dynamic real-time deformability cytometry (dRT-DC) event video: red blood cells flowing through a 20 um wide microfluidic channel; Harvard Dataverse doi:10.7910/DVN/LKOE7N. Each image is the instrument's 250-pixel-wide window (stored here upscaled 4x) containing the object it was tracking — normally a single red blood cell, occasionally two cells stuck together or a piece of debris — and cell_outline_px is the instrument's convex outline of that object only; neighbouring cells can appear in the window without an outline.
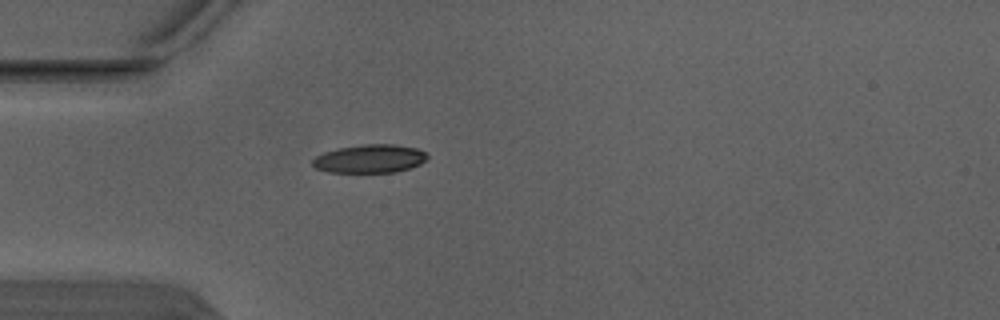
{"species": "Egyptian fruit bat (a non-hibernating species)", "species_latin": "Rousettus aegyptiacus", "temperature_condition": "warm", "stored_images_in_passage": 1, "camera_frame_rate_fps": 3000, "um_per_image_px": 0.085, "animal": {"sex": "male"}, "frame": {"image": 1, "passage_image": 1, "time_ms": 0.0, "image_size_px": [1000, 320], "cell_outline_px": [[428, 156], [420, 164], [412, 168], [396, 172], [328, 172], [316, 168], [312, 164], [312, 160], [316, 156], [324, 152], [336, 148], [364, 144], [392, 144], [416, 148], [424, 152]], "centroid_in_image_um": [31.41, 13.49], "position_along_channel_um": 53.6, "area_um2": 18.96}}